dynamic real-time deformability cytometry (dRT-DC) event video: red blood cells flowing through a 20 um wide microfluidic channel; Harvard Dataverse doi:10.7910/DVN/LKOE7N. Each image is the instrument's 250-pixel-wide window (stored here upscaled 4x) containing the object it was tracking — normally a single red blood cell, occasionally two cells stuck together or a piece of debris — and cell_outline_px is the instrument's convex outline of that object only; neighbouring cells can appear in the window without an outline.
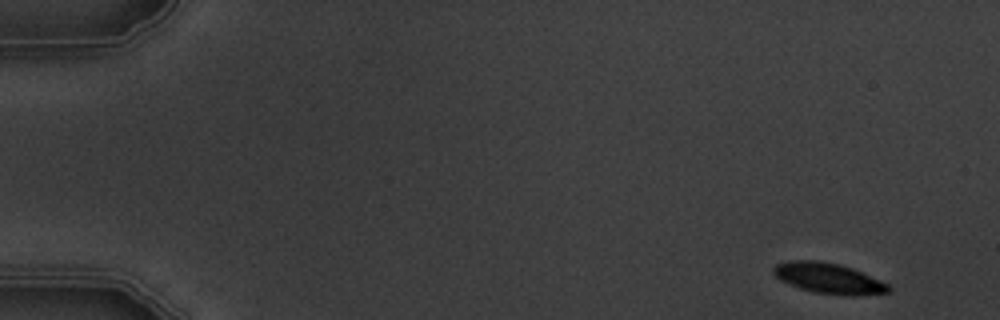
{"species": "common noctule bat (a hibernating species)", "species_latin": "Nyctalus noctula", "temperature_condition": "warm", "stored_images_in_passage": 5, "camera_frame_rate_fps": 3000, "um_per_image_px": 0.085, "animal": {"sex": "male", "body_mass_g": 19.5, "forearm_length_mm": 54.6}, "frame": {"image": 1, "passage_image": 1, "time_ms": 0.0, "image_size_px": [1000, 320], "cell_outline_px": [[892, 288], [888, 292], [812, 292], [800, 288], [780, 280], [772, 272], [772, 268], [776, 264], [788, 260], [820, 260], [840, 264], [852, 268], [888, 284]], "centroid_in_image_um": [70.28, 23.57], "position_along_channel_um": 14.7, "area_um2": 19.36}}
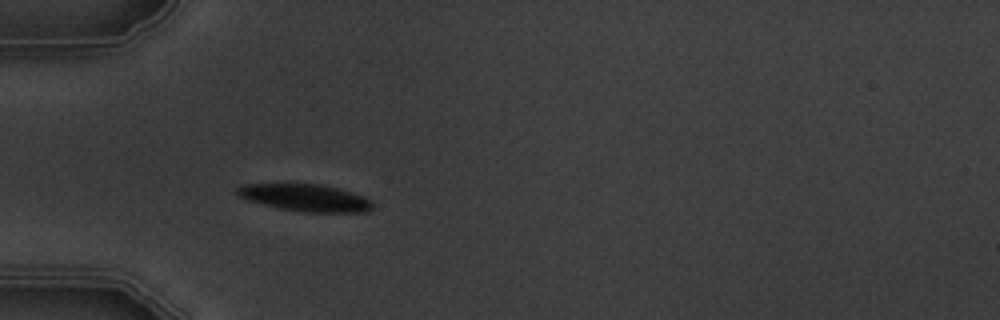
{"frame": {"image": 2, "passage_image": 5, "time_ms": 4.667, "image_size_px": [1000, 320], "cell_outline_px": [[372, 208], [368, 212], [304, 212], [280, 208], [248, 200], [240, 196], [236, 192], [236, 188], [244, 184], [320, 184], [336, 188], [360, 196], [368, 200], [372, 204]], "centroid_in_image_um": [25.91, 16.81], "position_along_channel_um": 59.1, "area_um2": 20.87}}